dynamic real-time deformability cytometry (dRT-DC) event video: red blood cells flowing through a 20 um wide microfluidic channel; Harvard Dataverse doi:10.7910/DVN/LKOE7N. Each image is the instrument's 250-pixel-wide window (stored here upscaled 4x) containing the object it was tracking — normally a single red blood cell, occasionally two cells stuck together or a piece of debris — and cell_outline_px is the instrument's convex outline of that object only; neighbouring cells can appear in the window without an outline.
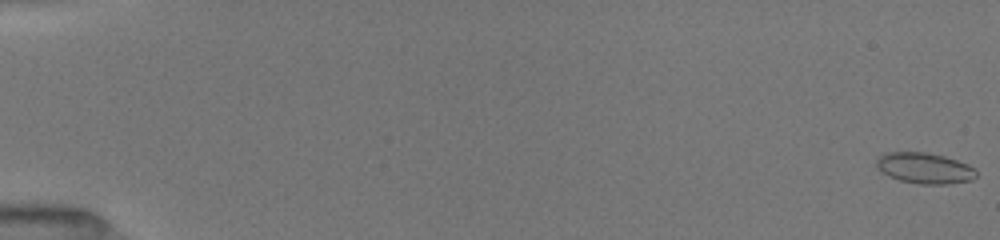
{"species": "common noctule bat (a hibernating species)", "species_latin": "Nyctalus noctula", "temperature_condition": "room temperature", "stored_images_in_passage": 52, "camera_frame_rate_fps": 3000, "um_per_image_px": 0.085, "animal": {"sex": "female", "body_mass_g": 19.5, "forearm_length_mm": 54.1}, "frame": {"image": 1, "passage_image": 1, "time_ms": 0.0, "image_size_px": [1000, 240], "cell_outline_px": [[976, 176], [972, 180], [948, 184], [920, 184], [900, 180], [888, 176], [876, 164], [876, 160], [884, 152], [924, 152], [944, 156], [968, 164], [976, 168]], "centroid_in_image_um": [78.62, 14.29], "position_along_channel_um": 6.4, "area_um2": 17.86}}
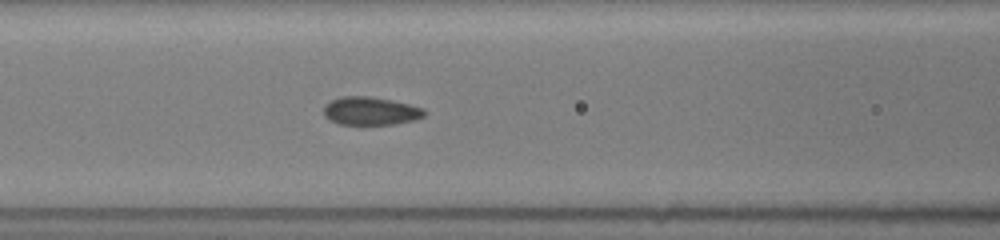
{"frame": {"image": 2, "passage_image": 24, "time_ms": 7.667, "image_size_px": [1000, 240], "cell_outline_px": [[424, 116], [412, 120], [396, 124], [340, 124], [328, 120], [324, 116], [324, 104], [340, 96], [368, 96], [392, 100], [424, 108]], "centroid_in_image_um": [31.45, 9.43], "position_along_channel_um": 135.1, "area_um2": 16.47}}
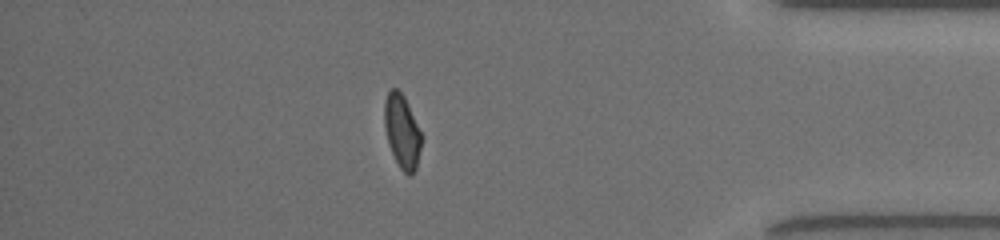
{"frame": {"image": 3, "passage_image": 46, "time_ms": 15.0, "image_size_px": [1000, 240], "cell_outline_px": [[424, 136], [416, 168], [408, 176], [400, 168], [392, 152], [388, 140], [384, 124], [384, 104], [388, 92], [392, 88], [396, 88], [404, 96]], "centroid_in_image_um": [34.2, 11.16], "position_along_channel_um": 401.0, "area_um2": 15.9}, "authors_computed_cell_mechanics": {"area_um2": 16.8198, "velocity_mm_per_s": 4.0377, "shape_relaxation_time_tau1_ms": 8.5862, "shape_relaxation_time_tau2_ms": 0.8055, "deformation_change_tau1": 0.1426, "deformation_change_tau2": 0.061}}